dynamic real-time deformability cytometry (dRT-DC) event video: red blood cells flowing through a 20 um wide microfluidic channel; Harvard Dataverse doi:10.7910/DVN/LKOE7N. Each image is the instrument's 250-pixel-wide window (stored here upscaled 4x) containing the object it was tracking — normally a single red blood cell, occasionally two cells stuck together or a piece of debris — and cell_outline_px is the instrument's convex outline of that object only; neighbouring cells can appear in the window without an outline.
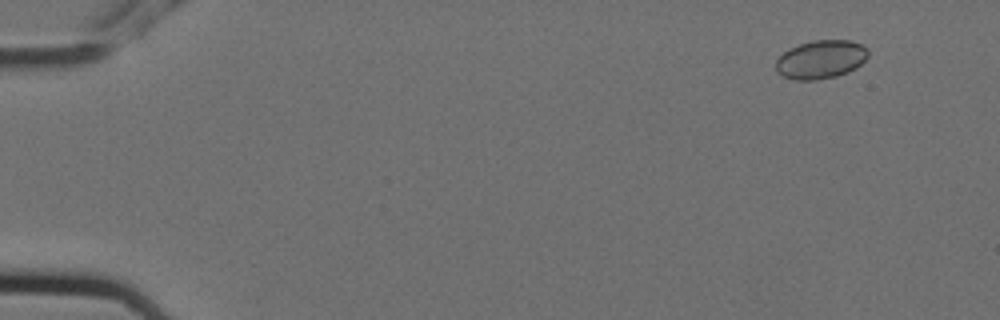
{"species": "Egyptian fruit bat (a non-hibernating species)", "species_latin": "Rousettus aegyptiacus", "temperature_condition": "cold", "stored_images_in_passage": 5, "camera_frame_rate_fps": 3000, "um_per_image_px": 0.085, "animal": {"sex": "female"}, "frame": {"image": 1, "passage_image": 2, "time_ms": 0.333, "image_size_px": [1000, 320], "cell_outline_px": [[868, 56], [856, 68], [848, 72], [836, 76], [816, 80], [796, 80], [784, 76], [776, 72], [776, 60], [788, 48], [812, 40], [852, 40], [868, 48]], "centroid_in_image_um": [69.77, 5.05], "position_along_channel_um": 15.2, "area_um2": 20.75}}
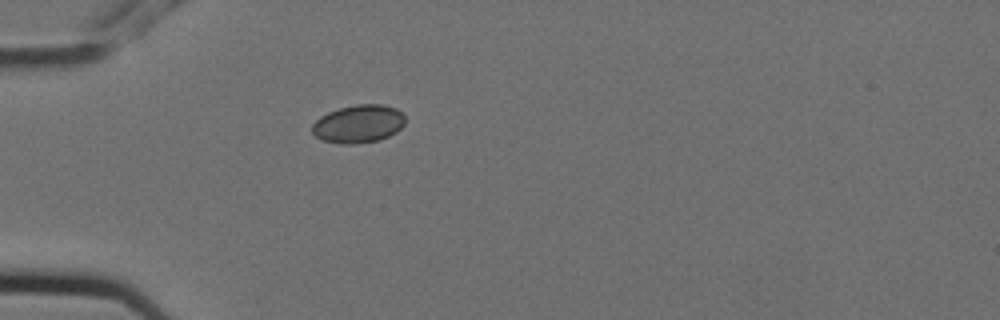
{"frame": {"image": 2, "passage_image": 5, "time_ms": 1.333, "image_size_px": [1000, 320], "cell_outline_px": [[404, 124], [396, 132], [380, 140], [352, 144], [340, 144], [320, 140], [312, 132], [312, 124], [320, 116], [328, 112], [340, 108], [356, 104], [380, 104], [396, 108], [404, 116]], "centroid_in_image_um": [30.44, 10.53], "position_along_channel_um": 54.6, "area_um2": 20.63}}